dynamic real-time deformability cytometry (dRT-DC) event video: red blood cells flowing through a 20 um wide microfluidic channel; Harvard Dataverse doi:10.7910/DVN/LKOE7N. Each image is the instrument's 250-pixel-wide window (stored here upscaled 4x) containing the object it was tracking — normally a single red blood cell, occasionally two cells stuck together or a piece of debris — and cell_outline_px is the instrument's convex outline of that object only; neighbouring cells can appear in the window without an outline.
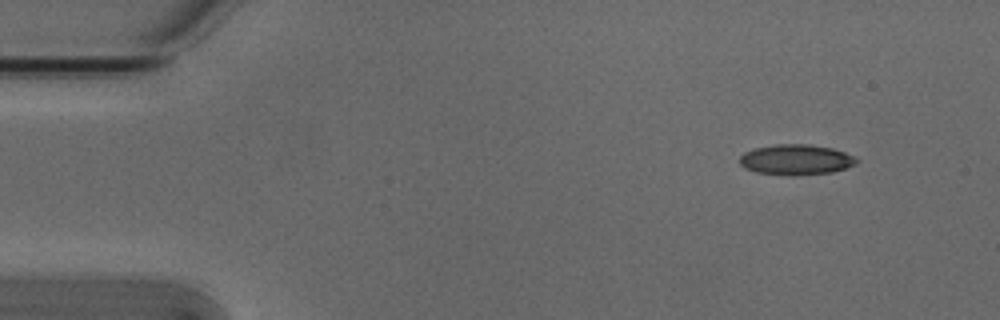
{"species": "Egyptian fruit bat (a non-hibernating species)", "species_latin": "Rousettus aegyptiacus", "temperature_condition": "cold", "stored_images_in_passage": 3, "camera_frame_rate_fps": 3000, "um_per_image_px": 0.085, "animal": {"sex": "male"}, "frame": {"image": 1, "passage_image": 1, "time_ms": 0.0, "image_size_px": [1000, 320], "cell_outline_px": [[856, 164], [832, 172], [792, 176], [756, 172], [744, 168], [740, 164], [740, 156], [744, 152], [756, 148], [776, 144], [808, 144], [832, 148], [844, 152], [852, 156], [856, 160]], "centroid_in_image_um": [67.62, 13.57], "position_along_channel_um": 17.4, "area_um2": 20.58}}
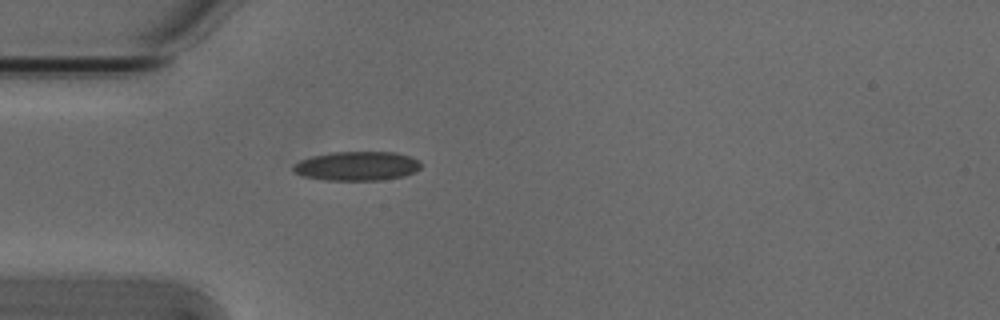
{"frame": {"image": 2, "passage_image": 3, "time_ms": 0.667, "image_size_px": [1000, 320], "cell_outline_px": [[420, 168], [416, 172], [404, 176], [380, 180], [324, 180], [304, 176], [292, 172], [292, 164], [300, 160], [312, 156], [332, 152], [396, 152], [420, 160]], "centroid_in_image_um": [30.32, 14.11], "position_along_channel_um": 54.7, "area_um2": 21.85}}